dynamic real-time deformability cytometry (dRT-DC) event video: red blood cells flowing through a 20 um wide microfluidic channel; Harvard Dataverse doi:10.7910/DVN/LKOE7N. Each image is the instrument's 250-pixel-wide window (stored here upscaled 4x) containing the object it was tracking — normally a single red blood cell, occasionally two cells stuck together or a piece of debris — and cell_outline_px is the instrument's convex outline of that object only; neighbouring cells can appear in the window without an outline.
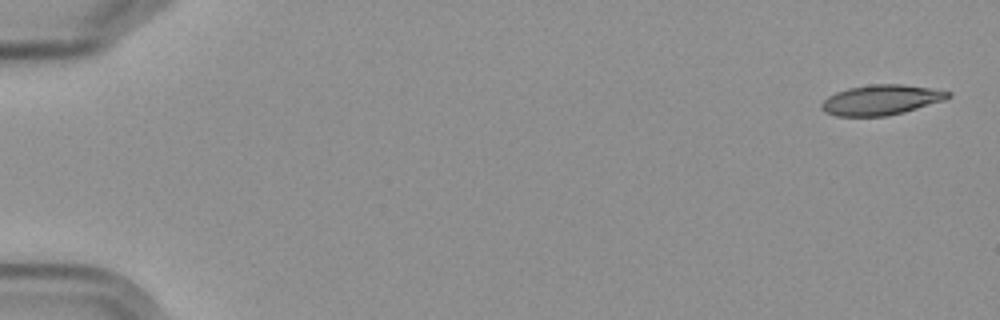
{"species": "Egyptian fruit bat (a non-hibernating species)", "species_latin": "Rousettus aegyptiacus", "temperature_condition": "cold", "stored_images_in_passage": 10, "camera_frame_rate_fps": 3000, "um_per_image_px": 0.085, "frame": {"image": 1, "passage_image": 1, "time_ms": 0.0, "image_size_px": [1000, 320], "cell_outline_px": [[952, 96], [944, 100], [904, 112], [888, 116], [836, 116], [824, 112], [820, 108], [820, 104], [828, 96], [836, 92], [848, 88], [872, 84], [904, 84], [952, 92]], "centroid_in_image_um": [74.87, 8.49], "position_along_channel_um": 10.1, "area_um2": 22.25}}
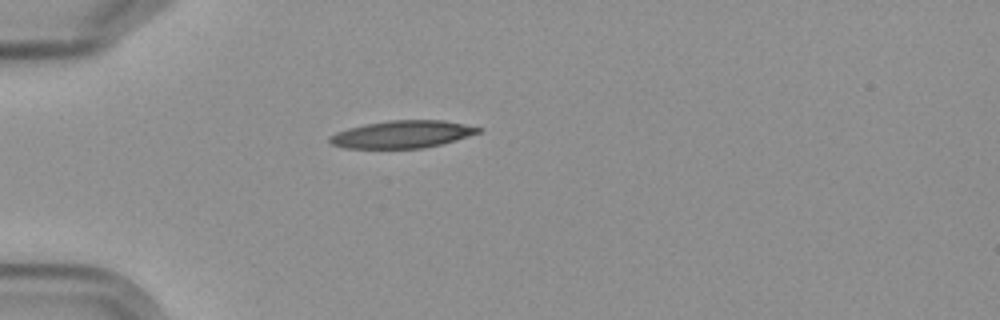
{"frame": {"image": 2, "passage_image": 5, "time_ms": 5.0, "image_size_px": [1000, 320], "cell_outline_px": [[484, 128], [480, 132], [456, 140], [424, 148], [344, 148], [332, 144], [328, 140], [328, 136], [336, 132], [348, 128], [364, 124], [388, 120], [444, 120]], "centroid_in_image_um": [34.17, 11.41], "position_along_channel_um": 50.8, "area_um2": 23.81}}
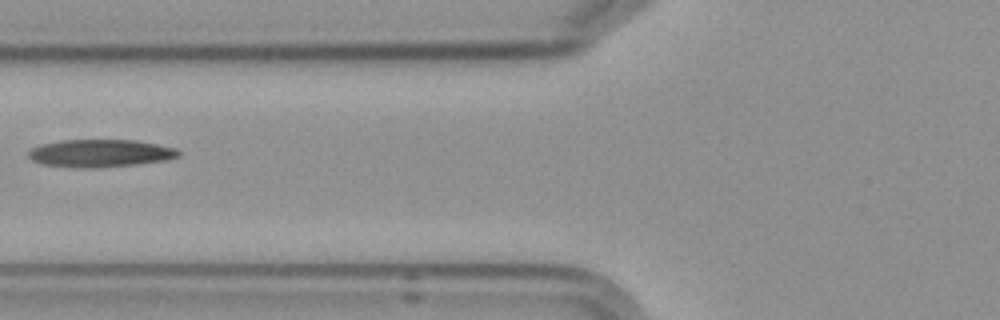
{"frame": {"image": 3, "passage_image": 7, "time_ms": 7.333, "image_size_px": [1000, 320], "cell_outline_px": [[180, 156], [168, 160], [136, 164], [96, 168], [84, 168], [44, 164], [32, 160], [28, 156], [28, 152], [32, 148], [40, 144], [60, 140], [136, 140], [176, 148], [180, 152]], "centroid_in_image_um": [8.54, 13.02], "position_along_channel_um": 117.3, "area_um2": 24.16}}